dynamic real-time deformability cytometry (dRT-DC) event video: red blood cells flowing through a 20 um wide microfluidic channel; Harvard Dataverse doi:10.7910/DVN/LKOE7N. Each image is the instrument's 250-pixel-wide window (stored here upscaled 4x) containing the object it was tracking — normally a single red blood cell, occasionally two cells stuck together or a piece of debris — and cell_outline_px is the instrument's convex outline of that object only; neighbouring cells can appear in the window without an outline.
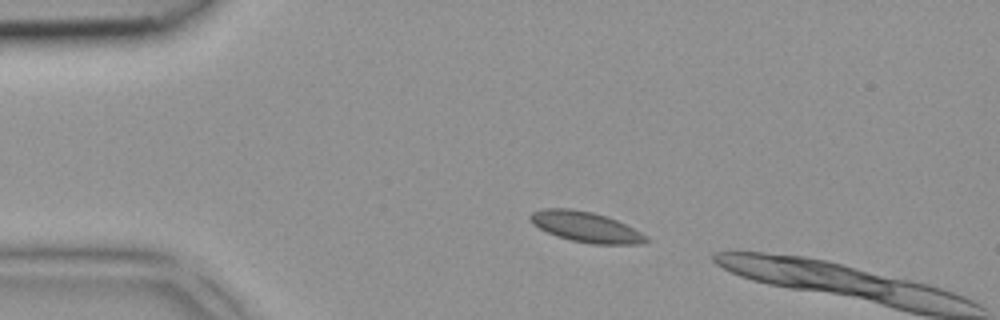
{"species": "common noctule bat (a hibernating species)", "species_latin": "Nyctalus noctula", "temperature_condition": "room temperature", "stored_images_in_passage": 2, "camera_frame_rate_fps": 3000, "um_per_image_px": 0.085, "animal": {"sex": "female", "body_mass_g": 18.4}, "frame": {"image": 1, "passage_image": 1, "time_ms": 0.0, "image_size_px": [1000, 320], "cell_outline_px": [[648, 240], [640, 244], [592, 244], [572, 240], [556, 236], [532, 224], [528, 216], [532, 212], [544, 208], [568, 208], [592, 212], [608, 216], [648, 236]], "centroid_in_image_um": [49.77, 19.28], "position_along_channel_um": 35.2, "area_um2": 20.4}}